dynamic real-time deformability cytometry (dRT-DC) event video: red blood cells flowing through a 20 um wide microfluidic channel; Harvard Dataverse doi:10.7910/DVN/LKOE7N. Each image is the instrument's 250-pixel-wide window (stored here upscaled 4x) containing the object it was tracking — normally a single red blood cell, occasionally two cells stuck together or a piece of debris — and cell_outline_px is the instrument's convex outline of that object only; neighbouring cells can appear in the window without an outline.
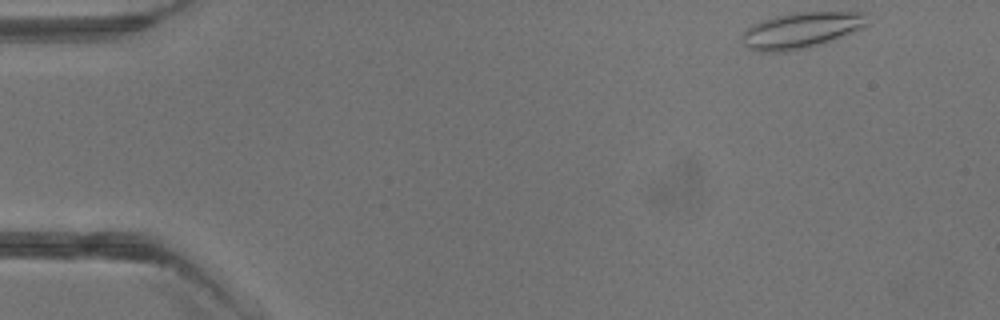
{"species": "common noctule bat (a hibernating species)", "species_latin": "Nyctalus noctula", "temperature_condition": "warm", "stored_images_in_passage": 2, "camera_frame_rate_fps": 3000, "um_per_image_px": 0.085, "animal": {"sex": "male", "body_mass_g": 13.3}, "frame": {"image": 1, "passage_image": 1, "time_ms": 0.0, "image_size_px": [1000, 320], "cell_outline_px": [[868, 24], [852, 32], [832, 40], [808, 48], [788, 52], [760, 52], [748, 48], [740, 40], [740, 36], [748, 28], [764, 20], [776, 16], [800, 12], [868, 12]], "centroid_in_image_um": [68.11, 2.59], "position_along_channel_um": 16.9, "area_um2": 26.18}}